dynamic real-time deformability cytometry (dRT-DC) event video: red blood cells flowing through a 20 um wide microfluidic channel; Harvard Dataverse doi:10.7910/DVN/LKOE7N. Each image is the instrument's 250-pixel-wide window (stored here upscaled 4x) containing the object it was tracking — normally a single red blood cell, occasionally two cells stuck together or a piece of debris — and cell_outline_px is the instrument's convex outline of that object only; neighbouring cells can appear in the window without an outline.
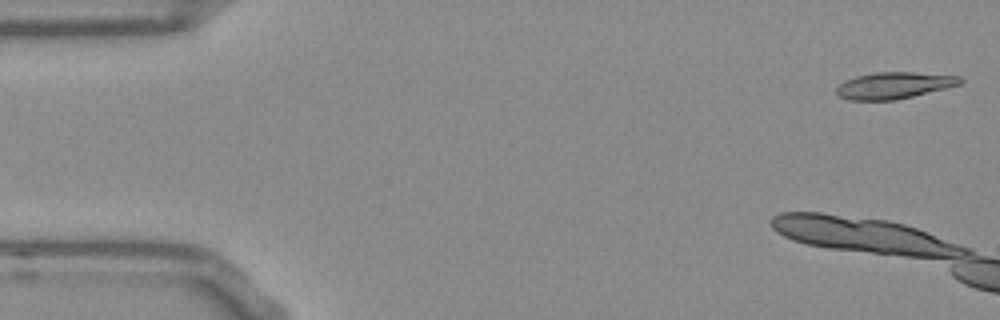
{"species": "Egyptian fruit bat (a non-hibernating species)", "species_latin": "Rousettus aegyptiacus", "temperature_condition": "room temperature", "stored_images_in_passage": 7, "camera_frame_rate_fps": 3000, "um_per_image_px": 0.085, "frame": {"image": 1, "passage_image": 1, "time_ms": 0.0, "image_size_px": [1000, 320], "cell_outline_px": [[964, 80], [960, 84], [896, 100], [848, 100], [840, 96], [836, 92], [836, 88], [844, 80], [856, 76], [876, 72], [912, 72], [960, 76]], "centroid_in_image_um": [75.96, 7.25], "position_along_channel_um": 9.0, "area_um2": 19.02}}